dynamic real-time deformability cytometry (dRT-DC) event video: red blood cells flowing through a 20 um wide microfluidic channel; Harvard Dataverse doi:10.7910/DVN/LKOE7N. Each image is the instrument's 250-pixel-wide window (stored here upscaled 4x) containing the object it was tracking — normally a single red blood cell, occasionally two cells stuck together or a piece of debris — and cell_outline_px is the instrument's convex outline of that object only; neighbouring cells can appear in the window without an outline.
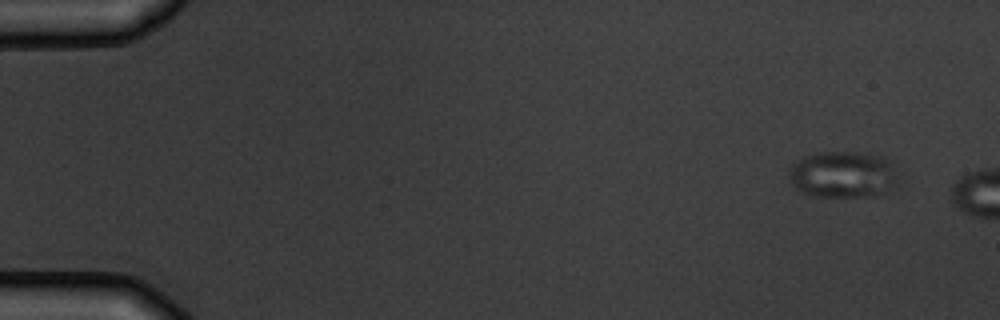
{"species": "common noctule bat (a hibernating species)", "species_latin": "Nyctalus noctula", "temperature_condition": "warm", "stored_images_in_passage": 3, "camera_frame_rate_fps": 3000, "um_per_image_px": 0.085, "animal": {"sex": "male", "body_mass_g": 19.5, "forearm_length_mm": 54.6}, "frame": {"image": 1, "passage_image": 1, "time_ms": 0.0, "image_size_px": [1000, 320], "cell_outline_px": [[896, 188], [884, 192], [864, 196], [816, 196], [804, 192], [796, 188], [792, 184], [788, 176], [788, 172], [804, 156], [820, 152], [868, 152], [884, 156], [892, 160], [896, 164]], "centroid_in_image_um": [71.73, 14.8], "position_along_channel_um": 13.3, "area_um2": 29.77}}